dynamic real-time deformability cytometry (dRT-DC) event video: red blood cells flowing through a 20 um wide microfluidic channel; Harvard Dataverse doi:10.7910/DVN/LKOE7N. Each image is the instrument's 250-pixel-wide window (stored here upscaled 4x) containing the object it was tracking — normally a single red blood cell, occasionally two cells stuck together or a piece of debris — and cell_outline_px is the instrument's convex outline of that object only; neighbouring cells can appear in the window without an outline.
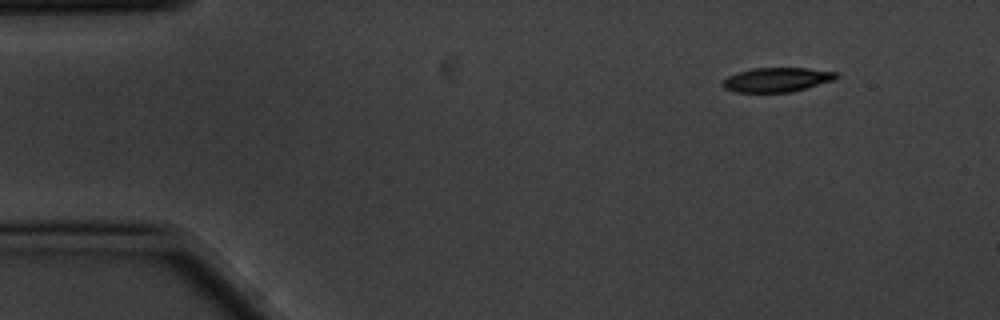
{"species": "common noctule bat (a hibernating species)", "species_latin": "Nyctalus noctula", "temperature_condition": "cold", "stored_images_in_passage": 4, "camera_frame_rate_fps": 3000, "um_per_image_px": 0.085, "animal": {"sex": "male", "body_mass_g": 20.1, "forearm_length_mm": 53.5}, "frame": {"image": 1, "passage_image": 1, "time_ms": 0.0, "image_size_px": [1000, 320], "cell_outline_px": [[840, 76], [832, 80], [792, 92], [736, 92], [724, 88], [720, 84], [720, 80], [728, 76], [752, 68], [808, 68], [836, 72]], "centroid_in_image_um": [65.99, 6.77], "position_along_channel_um": 19.0, "area_um2": 16.07}}
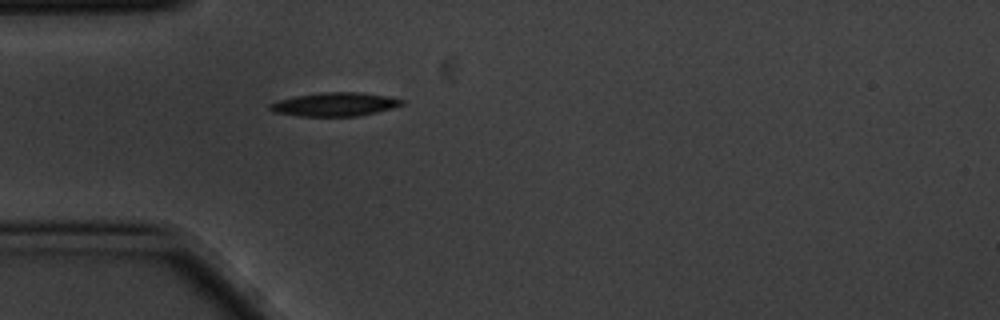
{"frame": {"image": 2, "passage_image": 4, "time_ms": 1.0, "image_size_px": [1000, 320], "cell_outline_px": [[404, 104], [392, 108], [360, 116], [300, 116], [276, 112], [268, 108], [268, 104], [276, 100], [296, 96], [320, 92], [360, 92], [384, 96], [404, 100]], "centroid_in_image_um": [28.43, 8.87], "position_along_channel_um": 56.6, "area_um2": 18.09}}